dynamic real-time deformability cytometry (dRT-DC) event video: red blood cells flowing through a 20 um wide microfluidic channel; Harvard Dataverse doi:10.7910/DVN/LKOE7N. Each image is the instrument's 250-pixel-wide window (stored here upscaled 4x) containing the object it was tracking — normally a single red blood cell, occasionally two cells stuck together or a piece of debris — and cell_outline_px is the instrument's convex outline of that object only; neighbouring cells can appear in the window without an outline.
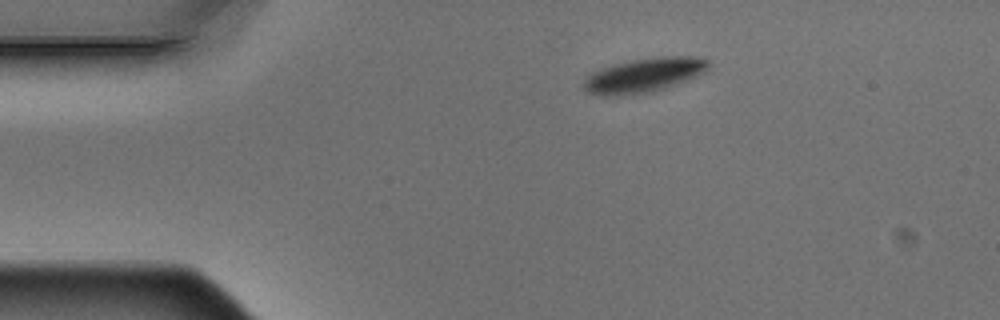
{"species": "Egyptian fruit bat (a non-hibernating species)", "species_latin": "Rousettus aegyptiacus", "temperature_condition": "warm", "stored_images_in_passage": 4, "camera_frame_rate_fps": 3000, "um_per_image_px": 0.085, "animal": {"sex": "male"}, "frame": {"image": 1, "passage_image": 1, "time_ms": 0.0, "image_size_px": [1000, 320], "cell_outline_px": [[712, 64], [704, 72], [696, 76], [664, 88], [652, 92], [624, 96], [596, 96], [588, 92], [580, 84], [584, 76], [588, 72], [612, 64], [632, 60], [660, 56], [700, 56], [708, 60]], "centroid_in_image_um": [54.66, 6.39], "position_along_channel_um": 30.3, "area_um2": 25.66}}
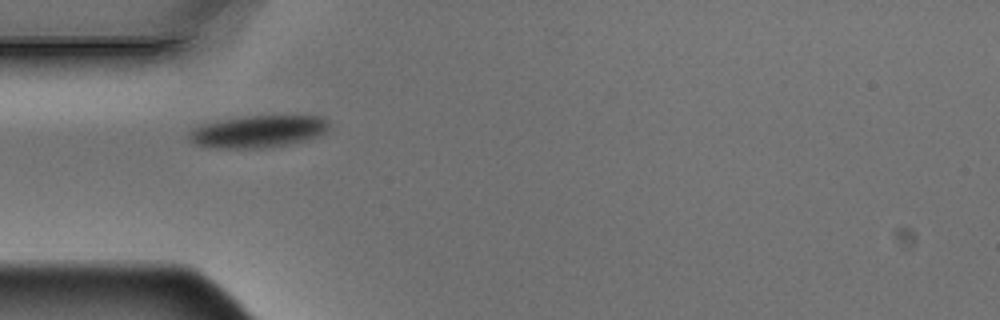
{"frame": {"image": 2, "passage_image": 3, "time_ms": 0.667, "image_size_px": [1000, 320], "cell_outline_px": [[328, 132], [304, 140], [264, 148], [212, 148], [196, 144], [188, 140], [188, 132], [200, 124], [224, 120], [252, 116], [320, 116], [328, 120]], "centroid_in_image_um": [21.91, 11.18], "position_along_channel_um": 63.1, "area_um2": 25.95}}
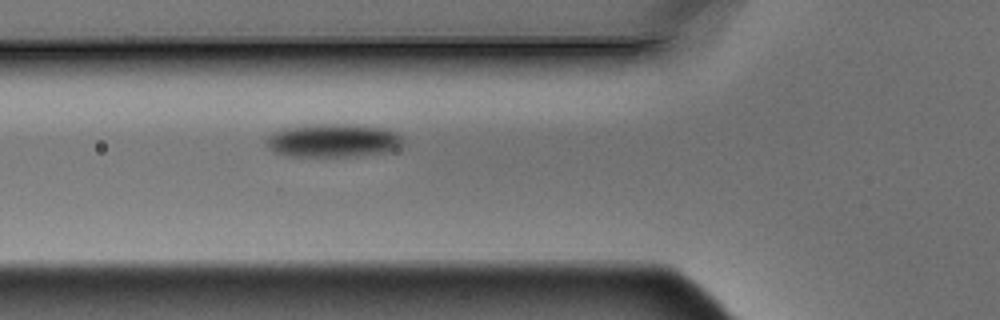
{"frame": {"image": 3, "passage_image": 4, "time_ms": 1.0, "image_size_px": [1000, 320], "cell_outline_px": [[404, 140], [400, 148], [384, 152], [356, 156], [288, 156], [272, 152], [264, 144], [264, 140], [272, 132], [284, 128], [304, 124], [360, 124], [384, 128], [396, 132]], "centroid_in_image_um": [28.27, 11.93], "position_along_channel_um": 97.5, "area_um2": 27.17}}